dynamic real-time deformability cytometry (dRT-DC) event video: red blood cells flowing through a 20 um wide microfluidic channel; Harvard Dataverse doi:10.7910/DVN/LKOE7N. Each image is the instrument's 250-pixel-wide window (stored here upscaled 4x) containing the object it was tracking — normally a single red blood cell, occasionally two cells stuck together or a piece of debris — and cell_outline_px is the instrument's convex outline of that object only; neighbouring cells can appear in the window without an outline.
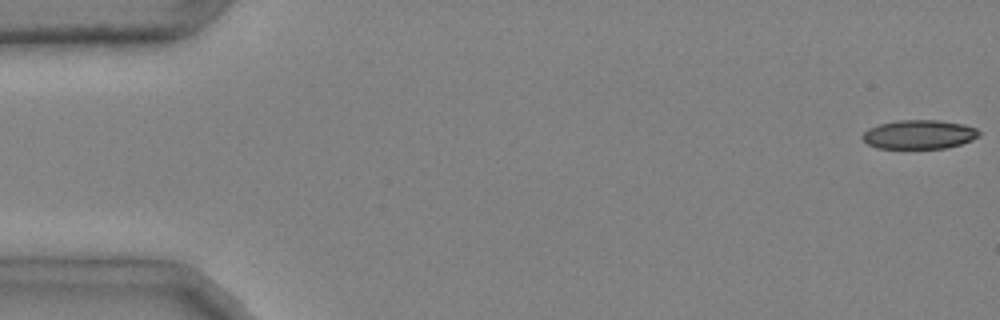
{"species": "common noctule bat (a hibernating species)", "species_latin": "Nyctalus noctula", "temperature_condition": "cold", "stored_images_in_passage": 46, "camera_frame_rate_fps": 3000, "um_per_image_px": 0.085, "animal": {"sex": "male", "body_mass_g": 20.4}, "frame": {"image": 1, "passage_image": 1, "time_ms": 0.0, "image_size_px": [1000, 320], "cell_outline_px": [[980, 136], [972, 140], [960, 144], [944, 148], [876, 148], [868, 144], [860, 136], [868, 128], [880, 124], [896, 120], [940, 120], [964, 124], [976, 128], [980, 132]], "centroid_in_image_um": [78.13, 11.42], "position_along_channel_um": 6.9, "area_um2": 19.77}}
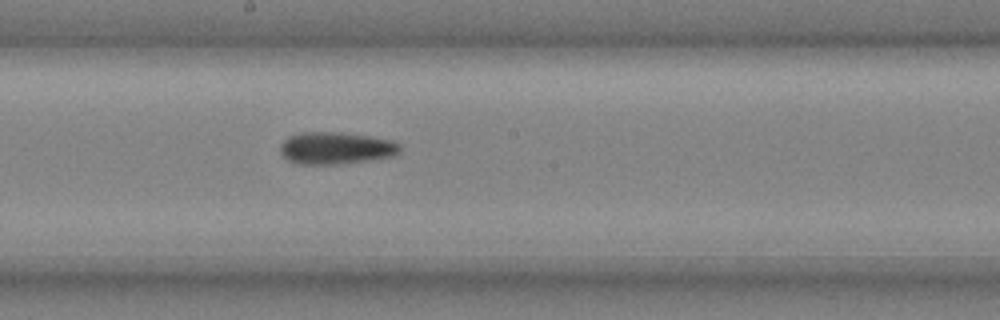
{"frame": {"image": 2, "passage_image": 27, "time_ms": 8.667, "image_size_px": [1000, 320], "cell_outline_px": [[400, 152], [396, 156], [372, 160], [336, 164], [296, 164], [288, 160], [280, 152], [280, 144], [288, 136], [300, 132], [340, 132], [372, 136], [392, 140], [400, 144]], "centroid_in_image_um": [28.57, 12.58], "position_along_channel_um": 219.6, "area_um2": 22.77}}
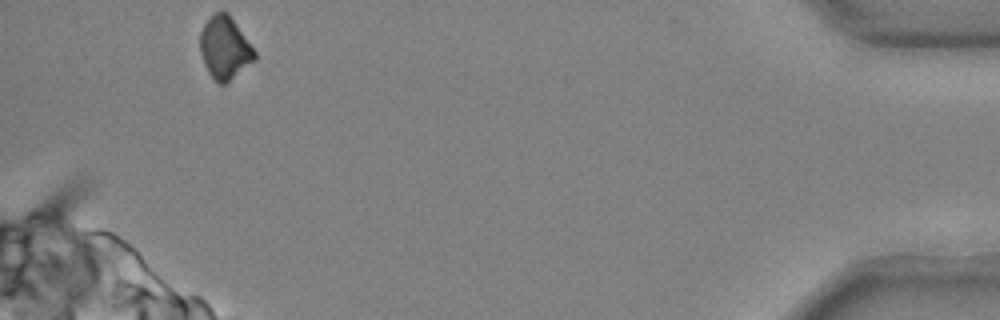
{"frame": {"image": 3, "passage_image": 46, "time_ms": 15.0, "image_size_px": [1000, 320], "cell_outline_px": [[256, 60], [224, 84], [220, 84], [208, 72], [204, 64], [200, 52], [200, 32], [204, 24], [216, 12], [228, 12], [256, 52]], "centroid_in_image_um": [19.11, 4.07], "position_along_channel_um": 416.1, "area_um2": 19.59}, "authors_computed_cell_mechanics": {"area_um2": 21.5305, "velocity_mm_per_s": 4.0194, "shape_relaxation_time_tau1_ms": 5.4636, "shape_relaxation_time_tau2_ms": 7.1349, "deformation_change_tau1": 0.1314, "deformation_change_tau2": 0.1497}}